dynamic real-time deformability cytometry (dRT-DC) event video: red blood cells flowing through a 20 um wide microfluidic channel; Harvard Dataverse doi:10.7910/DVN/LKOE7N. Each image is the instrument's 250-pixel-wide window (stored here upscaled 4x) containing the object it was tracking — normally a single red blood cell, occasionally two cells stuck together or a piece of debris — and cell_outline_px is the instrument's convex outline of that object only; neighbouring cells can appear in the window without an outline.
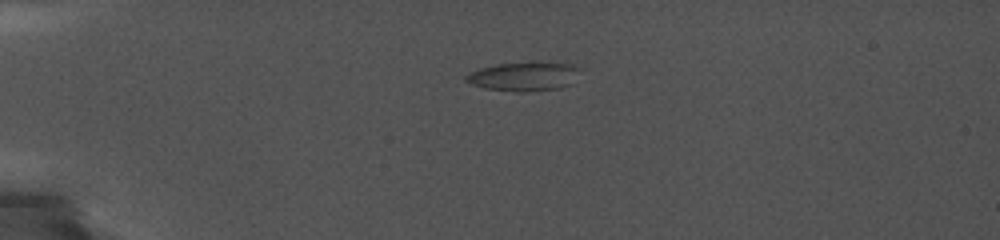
{"species": "common noctule bat (a hibernating species)", "species_latin": "Nyctalus noctula", "temperature_condition": "cold", "stored_images_in_passage": 6, "camera_frame_rate_fps": 5000, "um_per_image_px": 0.085, "animal": {"sex": "female", "body_mass_g": 19.0, "forearm_length_mm": 56.7}, "frame": {"image": 1, "passage_image": 1, "time_ms": 0.0, "image_size_px": [1000, 240], "cell_outline_px": [[580, 68], [568, 84], [560, 88], [524, 92], [516, 92], [484, 88], [472, 84], [464, 80], [464, 76], [480, 68], [496, 64], [564, 60]], "centroid_in_image_um": [44.54, 6.46], "position_along_channel_um": 40.5, "area_um2": 19.48}}